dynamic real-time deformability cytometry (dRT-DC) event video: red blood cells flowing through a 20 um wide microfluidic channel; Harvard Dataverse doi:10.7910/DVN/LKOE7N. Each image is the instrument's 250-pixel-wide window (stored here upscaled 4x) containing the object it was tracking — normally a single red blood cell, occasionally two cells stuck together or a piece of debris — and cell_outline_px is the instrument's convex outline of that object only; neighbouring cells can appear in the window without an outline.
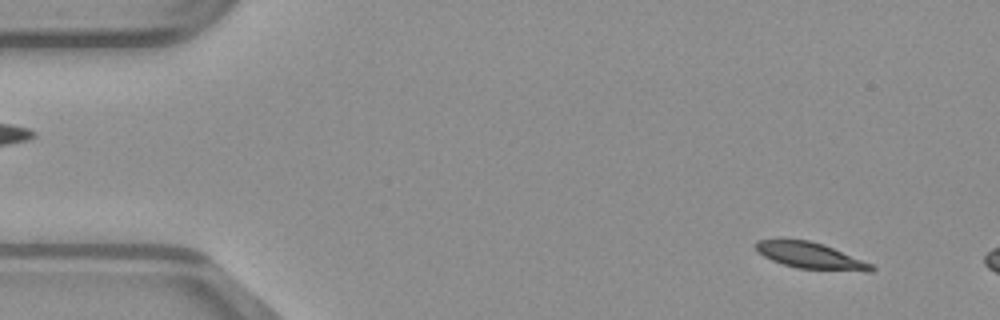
{"species": "common noctule bat (a hibernating species)", "species_latin": "Nyctalus noctula", "temperature_condition": "warm", "stored_images_in_passage": 9, "camera_frame_rate_fps": 3000, "um_per_image_px": 0.085, "animal": {"sex": "male", "body_mass_g": 23.1, "forearm_length_mm": 52.7}, "frame": {"image": 1, "passage_image": 3, "time_ms": 0.667, "image_size_px": [1000, 320], "cell_outline_px": [[876, 268], [872, 272], [868, 272], [796, 268], [772, 260], [756, 252], [756, 240], [780, 236], [808, 240], [824, 244], [872, 264]], "centroid_in_image_um": [68.82, 21.68], "position_along_channel_um": 16.2, "area_um2": 18.32}}